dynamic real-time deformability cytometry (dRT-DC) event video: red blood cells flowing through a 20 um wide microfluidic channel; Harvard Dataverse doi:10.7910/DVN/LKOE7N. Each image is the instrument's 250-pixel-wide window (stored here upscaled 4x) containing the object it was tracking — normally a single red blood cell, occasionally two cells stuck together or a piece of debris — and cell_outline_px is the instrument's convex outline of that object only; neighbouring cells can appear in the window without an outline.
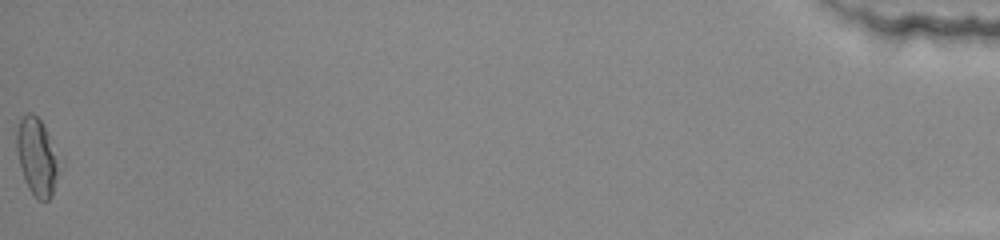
{"species": "common noctule bat (a hibernating species)", "species_latin": "Nyctalus noctula", "temperature_condition": "warm", "stored_images_in_passage": 42, "camera_frame_rate_fps": 3000, "um_per_image_px": 0.085, "animal": {"sex": "female", "body_mass_g": 22.0, "forearm_length_mm": 56.7}, "frame": {"image": 1, "passage_image": 42, "time_ms": 13.667, "image_size_px": [1000, 240], "cell_outline_px": [[56, 180], [52, 196], [48, 200], [40, 200], [28, 188], [24, 180], [16, 152], [16, 132], [20, 120], [28, 112], [32, 112], [40, 120], [48, 136], [56, 164]], "centroid_in_image_um": [3.05, 13.33], "position_along_channel_um": 432.1, "area_um2": 18.09}, "authors_computed_cell_mechanics": {"area_um2": 17.9758, "velocity_mm_per_s": 3.898, "shape_relaxation_time_tau1_ms": 7.4409, "shape_relaxation_time_tau2_ms": 0.7302, "deformation_change_tau1": 0.2214, "deformation_change_tau2": 0.0585}}